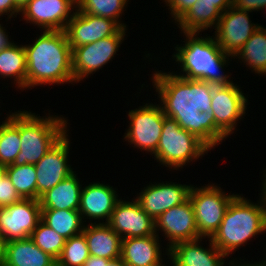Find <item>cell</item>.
<instances>
[{
    "label": "cell",
    "instance_id": "obj_1",
    "mask_svg": "<svg viewBox=\"0 0 266 266\" xmlns=\"http://www.w3.org/2000/svg\"><path fill=\"white\" fill-rule=\"evenodd\" d=\"M152 76L153 88H156L165 116L176 120L180 127L195 135L210 150L227 138L215 125L211 113L215 85L161 70Z\"/></svg>",
    "mask_w": 266,
    "mask_h": 266
},
{
    "label": "cell",
    "instance_id": "obj_2",
    "mask_svg": "<svg viewBox=\"0 0 266 266\" xmlns=\"http://www.w3.org/2000/svg\"><path fill=\"white\" fill-rule=\"evenodd\" d=\"M42 33L32 45H24L27 89L46 84L73 83L72 50L65 31L44 30Z\"/></svg>",
    "mask_w": 266,
    "mask_h": 266
},
{
    "label": "cell",
    "instance_id": "obj_3",
    "mask_svg": "<svg viewBox=\"0 0 266 266\" xmlns=\"http://www.w3.org/2000/svg\"><path fill=\"white\" fill-rule=\"evenodd\" d=\"M200 33H186L184 46L176 45V53L172 56L178 62L183 74H177L187 79L206 81L215 86L233 83L229 76L221 70L230 63L232 57L219 47L212 36H197ZM220 70V71H219ZM185 73V74H184ZM229 78V79H228Z\"/></svg>",
    "mask_w": 266,
    "mask_h": 266
},
{
    "label": "cell",
    "instance_id": "obj_4",
    "mask_svg": "<svg viewBox=\"0 0 266 266\" xmlns=\"http://www.w3.org/2000/svg\"><path fill=\"white\" fill-rule=\"evenodd\" d=\"M254 204L237 195L229 204L218 230L211 237L213 244L226 256L237 251L255 235L266 231V194Z\"/></svg>",
    "mask_w": 266,
    "mask_h": 266
},
{
    "label": "cell",
    "instance_id": "obj_5",
    "mask_svg": "<svg viewBox=\"0 0 266 266\" xmlns=\"http://www.w3.org/2000/svg\"><path fill=\"white\" fill-rule=\"evenodd\" d=\"M19 111L20 152L12 165L36 164L66 133L67 121L59 116Z\"/></svg>",
    "mask_w": 266,
    "mask_h": 266
},
{
    "label": "cell",
    "instance_id": "obj_6",
    "mask_svg": "<svg viewBox=\"0 0 266 266\" xmlns=\"http://www.w3.org/2000/svg\"><path fill=\"white\" fill-rule=\"evenodd\" d=\"M210 149L195 135L184 130L176 120L165 117L155 160L169 169H179L199 159ZM195 159V160H194Z\"/></svg>",
    "mask_w": 266,
    "mask_h": 266
},
{
    "label": "cell",
    "instance_id": "obj_7",
    "mask_svg": "<svg viewBox=\"0 0 266 266\" xmlns=\"http://www.w3.org/2000/svg\"><path fill=\"white\" fill-rule=\"evenodd\" d=\"M221 187L212 184L196 188L191 186V201L198 233L203 238H211L218 230L231 201L238 195L226 194Z\"/></svg>",
    "mask_w": 266,
    "mask_h": 266
},
{
    "label": "cell",
    "instance_id": "obj_8",
    "mask_svg": "<svg viewBox=\"0 0 266 266\" xmlns=\"http://www.w3.org/2000/svg\"><path fill=\"white\" fill-rule=\"evenodd\" d=\"M130 125L124 133L125 141L133 144L135 148L154 154L157 150L163 129L164 115L159 104H148L131 110L128 113Z\"/></svg>",
    "mask_w": 266,
    "mask_h": 266
},
{
    "label": "cell",
    "instance_id": "obj_9",
    "mask_svg": "<svg viewBox=\"0 0 266 266\" xmlns=\"http://www.w3.org/2000/svg\"><path fill=\"white\" fill-rule=\"evenodd\" d=\"M126 30L121 27L114 35L72 50V71L75 83L95 73L113 59L125 39Z\"/></svg>",
    "mask_w": 266,
    "mask_h": 266
},
{
    "label": "cell",
    "instance_id": "obj_10",
    "mask_svg": "<svg viewBox=\"0 0 266 266\" xmlns=\"http://www.w3.org/2000/svg\"><path fill=\"white\" fill-rule=\"evenodd\" d=\"M41 210L39 200L35 199H21L0 207V246L12 240L29 238L41 221Z\"/></svg>",
    "mask_w": 266,
    "mask_h": 266
},
{
    "label": "cell",
    "instance_id": "obj_11",
    "mask_svg": "<svg viewBox=\"0 0 266 266\" xmlns=\"http://www.w3.org/2000/svg\"><path fill=\"white\" fill-rule=\"evenodd\" d=\"M211 113L215 125L228 137L236 130L238 120L244 118L248 99L237 84L214 86Z\"/></svg>",
    "mask_w": 266,
    "mask_h": 266
},
{
    "label": "cell",
    "instance_id": "obj_12",
    "mask_svg": "<svg viewBox=\"0 0 266 266\" xmlns=\"http://www.w3.org/2000/svg\"><path fill=\"white\" fill-rule=\"evenodd\" d=\"M248 11L238 10L233 6L221 14L215 28V40L226 54L234 56L260 26L251 23Z\"/></svg>",
    "mask_w": 266,
    "mask_h": 266
},
{
    "label": "cell",
    "instance_id": "obj_13",
    "mask_svg": "<svg viewBox=\"0 0 266 266\" xmlns=\"http://www.w3.org/2000/svg\"><path fill=\"white\" fill-rule=\"evenodd\" d=\"M69 138L66 133L51 149L35 164L37 173V200L47 190L66 179L74 171L68 164Z\"/></svg>",
    "mask_w": 266,
    "mask_h": 266
},
{
    "label": "cell",
    "instance_id": "obj_14",
    "mask_svg": "<svg viewBox=\"0 0 266 266\" xmlns=\"http://www.w3.org/2000/svg\"><path fill=\"white\" fill-rule=\"evenodd\" d=\"M154 221L156 234L159 230L163 231L165 238L169 241L167 249L176 243L201 237L198 233L194 208L189 198L184 203L166 210Z\"/></svg>",
    "mask_w": 266,
    "mask_h": 266
},
{
    "label": "cell",
    "instance_id": "obj_15",
    "mask_svg": "<svg viewBox=\"0 0 266 266\" xmlns=\"http://www.w3.org/2000/svg\"><path fill=\"white\" fill-rule=\"evenodd\" d=\"M120 28L121 26L111 18L85 14L76 9L64 31L73 50L114 35Z\"/></svg>",
    "mask_w": 266,
    "mask_h": 266
},
{
    "label": "cell",
    "instance_id": "obj_16",
    "mask_svg": "<svg viewBox=\"0 0 266 266\" xmlns=\"http://www.w3.org/2000/svg\"><path fill=\"white\" fill-rule=\"evenodd\" d=\"M74 7L77 8L71 0H30L20 14L42 30L64 31L74 15Z\"/></svg>",
    "mask_w": 266,
    "mask_h": 266
},
{
    "label": "cell",
    "instance_id": "obj_17",
    "mask_svg": "<svg viewBox=\"0 0 266 266\" xmlns=\"http://www.w3.org/2000/svg\"><path fill=\"white\" fill-rule=\"evenodd\" d=\"M134 200V201H133ZM120 199L107 223L122 239L155 235V221L133 199Z\"/></svg>",
    "mask_w": 266,
    "mask_h": 266
},
{
    "label": "cell",
    "instance_id": "obj_18",
    "mask_svg": "<svg viewBox=\"0 0 266 266\" xmlns=\"http://www.w3.org/2000/svg\"><path fill=\"white\" fill-rule=\"evenodd\" d=\"M191 184L161 182L144 187L135 198L140 207L154 220L166 210L184 203L189 198Z\"/></svg>",
    "mask_w": 266,
    "mask_h": 266
},
{
    "label": "cell",
    "instance_id": "obj_19",
    "mask_svg": "<svg viewBox=\"0 0 266 266\" xmlns=\"http://www.w3.org/2000/svg\"><path fill=\"white\" fill-rule=\"evenodd\" d=\"M203 237L195 240L179 242L166 249L167 256L173 266H226V256L209 239V248L199 243ZM168 250V251H167ZM225 264V265H224Z\"/></svg>",
    "mask_w": 266,
    "mask_h": 266
},
{
    "label": "cell",
    "instance_id": "obj_20",
    "mask_svg": "<svg viewBox=\"0 0 266 266\" xmlns=\"http://www.w3.org/2000/svg\"><path fill=\"white\" fill-rule=\"evenodd\" d=\"M116 193L113 186L100 182L82 187L78 209L82 219L104 221L105 218L106 221L102 223H108L116 203L120 200Z\"/></svg>",
    "mask_w": 266,
    "mask_h": 266
},
{
    "label": "cell",
    "instance_id": "obj_21",
    "mask_svg": "<svg viewBox=\"0 0 266 266\" xmlns=\"http://www.w3.org/2000/svg\"><path fill=\"white\" fill-rule=\"evenodd\" d=\"M2 266H56V260L41 250L29 237L1 246Z\"/></svg>",
    "mask_w": 266,
    "mask_h": 266
},
{
    "label": "cell",
    "instance_id": "obj_22",
    "mask_svg": "<svg viewBox=\"0 0 266 266\" xmlns=\"http://www.w3.org/2000/svg\"><path fill=\"white\" fill-rule=\"evenodd\" d=\"M91 222L83 229L90 255L106 259L121 257L122 238L107 224Z\"/></svg>",
    "mask_w": 266,
    "mask_h": 266
},
{
    "label": "cell",
    "instance_id": "obj_23",
    "mask_svg": "<svg viewBox=\"0 0 266 266\" xmlns=\"http://www.w3.org/2000/svg\"><path fill=\"white\" fill-rule=\"evenodd\" d=\"M159 235L123 238L121 259L127 266H147L162 258Z\"/></svg>",
    "mask_w": 266,
    "mask_h": 266
},
{
    "label": "cell",
    "instance_id": "obj_24",
    "mask_svg": "<svg viewBox=\"0 0 266 266\" xmlns=\"http://www.w3.org/2000/svg\"><path fill=\"white\" fill-rule=\"evenodd\" d=\"M82 185L75 172L43 193L40 198L41 209L75 210L80 204Z\"/></svg>",
    "mask_w": 266,
    "mask_h": 266
},
{
    "label": "cell",
    "instance_id": "obj_25",
    "mask_svg": "<svg viewBox=\"0 0 266 266\" xmlns=\"http://www.w3.org/2000/svg\"><path fill=\"white\" fill-rule=\"evenodd\" d=\"M222 12L208 1H196L189 11L177 22L181 33H199L216 28Z\"/></svg>",
    "mask_w": 266,
    "mask_h": 266
},
{
    "label": "cell",
    "instance_id": "obj_26",
    "mask_svg": "<svg viewBox=\"0 0 266 266\" xmlns=\"http://www.w3.org/2000/svg\"><path fill=\"white\" fill-rule=\"evenodd\" d=\"M1 78H14L17 88L27 89V62L23 45L14 42L0 50Z\"/></svg>",
    "mask_w": 266,
    "mask_h": 266
},
{
    "label": "cell",
    "instance_id": "obj_27",
    "mask_svg": "<svg viewBox=\"0 0 266 266\" xmlns=\"http://www.w3.org/2000/svg\"><path fill=\"white\" fill-rule=\"evenodd\" d=\"M41 221L66 240L83 232L84 221L79 211L42 209Z\"/></svg>",
    "mask_w": 266,
    "mask_h": 266
},
{
    "label": "cell",
    "instance_id": "obj_28",
    "mask_svg": "<svg viewBox=\"0 0 266 266\" xmlns=\"http://www.w3.org/2000/svg\"><path fill=\"white\" fill-rule=\"evenodd\" d=\"M257 74H266V29L261 25L234 56ZM239 56V57H238Z\"/></svg>",
    "mask_w": 266,
    "mask_h": 266
},
{
    "label": "cell",
    "instance_id": "obj_29",
    "mask_svg": "<svg viewBox=\"0 0 266 266\" xmlns=\"http://www.w3.org/2000/svg\"><path fill=\"white\" fill-rule=\"evenodd\" d=\"M19 111L10 113L0 125V164L9 166L14 163L20 152Z\"/></svg>",
    "mask_w": 266,
    "mask_h": 266
},
{
    "label": "cell",
    "instance_id": "obj_30",
    "mask_svg": "<svg viewBox=\"0 0 266 266\" xmlns=\"http://www.w3.org/2000/svg\"><path fill=\"white\" fill-rule=\"evenodd\" d=\"M6 175L22 199L37 200V173L34 164L6 166Z\"/></svg>",
    "mask_w": 266,
    "mask_h": 266
},
{
    "label": "cell",
    "instance_id": "obj_31",
    "mask_svg": "<svg viewBox=\"0 0 266 266\" xmlns=\"http://www.w3.org/2000/svg\"><path fill=\"white\" fill-rule=\"evenodd\" d=\"M129 0H79L77 9L85 14L111 18L122 28L126 24L121 23L120 16L123 14L125 6Z\"/></svg>",
    "mask_w": 266,
    "mask_h": 266
},
{
    "label": "cell",
    "instance_id": "obj_32",
    "mask_svg": "<svg viewBox=\"0 0 266 266\" xmlns=\"http://www.w3.org/2000/svg\"><path fill=\"white\" fill-rule=\"evenodd\" d=\"M90 253L83 233L66 240L56 266H83Z\"/></svg>",
    "mask_w": 266,
    "mask_h": 266
},
{
    "label": "cell",
    "instance_id": "obj_33",
    "mask_svg": "<svg viewBox=\"0 0 266 266\" xmlns=\"http://www.w3.org/2000/svg\"><path fill=\"white\" fill-rule=\"evenodd\" d=\"M30 238L44 252L57 260L63 250L66 239L40 221Z\"/></svg>",
    "mask_w": 266,
    "mask_h": 266
},
{
    "label": "cell",
    "instance_id": "obj_34",
    "mask_svg": "<svg viewBox=\"0 0 266 266\" xmlns=\"http://www.w3.org/2000/svg\"><path fill=\"white\" fill-rule=\"evenodd\" d=\"M21 199L11 180L5 175L0 181V207L12 205Z\"/></svg>",
    "mask_w": 266,
    "mask_h": 266
},
{
    "label": "cell",
    "instance_id": "obj_35",
    "mask_svg": "<svg viewBox=\"0 0 266 266\" xmlns=\"http://www.w3.org/2000/svg\"><path fill=\"white\" fill-rule=\"evenodd\" d=\"M175 23L178 22L197 0H164Z\"/></svg>",
    "mask_w": 266,
    "mask_h": 266
},
{
    "label": "cell",
    "instance_id": "obj_36",
    "mask_svg": "<svg viewBox=\"0 0 266 266\" xmlns=\"http://www.w3.org/2000/svg\"><path fill=\"white\" fill-rule=\"evenodd\" d=\"M232 6L248 12L259 11L266 8V0H232Z\"/></svg>",
    "mask_w": 266,
    "mask_h": 266
},
{
    "label": "cell",
    "instance_id": "obj_37",
    "mask_svg": "<svg viewBox=\"0 0 266 266\" xmlns=\"http://www.w3.org/2000/svg\"><path fill=\"white\" fill-rule=\"evenodd\" d=\"M20 13L21 9L16 5L15 0H0V17L8 15V19L11 20L12 17H16Z\"/></svg>",
    "mask_w": 266,
    "mask_h": 266
},
{
    "label": "cell",
    "instance_id": "obj_38",
    "mask_svg": "<svg viewBox=\"0 0 266 266\" xmlns=\"http://www.w3.org/2000/svg\"><path fill=\"white\" fill-rule=\"evenodd\" d=\"M198 1H208L210 3H214V6L217 7L222 13L232 6V0H198Z\"/></svg>",
    "mask_w": 266,
    "mask_h": 266
},
{
    "label": "cell",
    "instance_id": "obj_39",
    "mask_svg": "<svg viewBox=\"0 0 266 266\" xmlns=\"http://www.w3.org/2000/svg\"><path fill=\"white\" fill-rule=\"evenodd\" d=\"M8 37L5 27L0 24V50L12 44Z\"/></svg>",
    "mask_w": 266,
    "mask_h": 266
},
{
    "label": "cell",
    "instance_id": "obj_40",
    "mask_svg": "<svg viewBox=\"0 0 266 266\" xmlns=\"http://www.w3.org/2000/svg\"><path fill=\"white\" fill-rule=\"evenodd\" d=\"M101 266H127L121 258L106 259L101 257Z\"/></svg>",
    "mask_w": 266,
    "mask_h": 266
},
{
    "label": "cell",
    "instance_id": "obj_41",
    "mask_svg": "<svg viewBox=\"0 0 266 266\" xmlns=\"http://www.w3.org/2000/svg\"><path fill=\"white\" fill-rule=\"evenodd\" d=\"M83 266H101V257L90 255Z\"/></svg>",
    "mask_w": 266,
    "mask_h": 266
},
{
    "label": "cell",
    "instance_id": "obj_42",
    "mask_svg": "<svg viewBox=\"0 0 266 266\" xmlns=\"http://www.w3.org/2000/svg\"><path fill=\"white\" fill-rule=\"evenodd\" d=\"M240 264L237 265L235 263V260H234V261L229 262L227 265H229V266H264L260 261L258 263L254 262V264L253 263H251V264L250 263L242 264V262H240Z\"/></svg>",
    "mask_w": 266,
    "mask_h": 266
},
{
    "label": "cell",
    "instance_id": "obj_43",
    "mask_svg": "<svg viewBox=\"0 0 266 266\" xmlns=\"http://www.w3.org/2000/svg\"><path fill=\"white\" fill-rule=\"evenodd\" d=\"M30 0H15L16 5L22 10Z\"/></svg>",
    "mask_w": 266,
    "mask_h": 266
},
{
    "label": "cell",
    "instance_id": "obj_44",
    "mask_svg": "<svg viewBox=\"0 0 266 266\" xmlns=\"http://www.w3.org/2000/svg\"><path fill=\"white\" fill-rule=\"evenodd\" d=\"M6 175V167L0 164V181Z\"/></svg>",
    "mask_w": 266,
    "mask_h": 266
},
{
    "label": "cell",
    "instance_id": "obj_45",
    "mask_svg": "<svg viewBox=\"0 0 266 266\" xmlns=\"http://www.w3.org/2000/svg\"><path fill=\"white\" fill-rule=\"evenodd\" d=\"M163 259L161 258L158 262L147 265V266H164L165 264H163ZM163 264V265H162ZM166 266V265H165Z\"/></svg>",
    "mask_w": 266,
    "mask_h": 266
},
{
    "label": "cell",
    "instance_id": "obj_46",
    "mask_svg": "<svg viewBox=\"0 0 266 266\" xmlns=\"http://www.w3.org/2000/svg\"><path fill=\"white\" fill-rule=\"evenodd\" d=\"M0 266H2V253H1V247H0Z\"/></svg>",
    "mask_w": 266,
    "mask_h": 266
},
{
    "label": "cell",
    "instance_id": "obj_47",
    "mask_svg": "<svg viewBox=\"0 0 266 266\" xmlns=\"http://www.w3.org/2000/svg\"><path fill=\"white\" fill-rule=\"evenodd\" d=\"M76 6L78 5L79 0H71Z\"/></svg>",
    "mask_w": 266,
    "mask_h": 266
},
{
    "label": "cell",
    "instance_id": "obj_48",
    "mask_svg": "<svg viewBox=\"0 0 266 266\" xmlns=\"http://www.w3.org/2000/svg\"><path fill=\"white\" fill-rule=\"evenodd\" d=\"M261 263L266 266V259L264 261L262 260Z\"/></svg>",
    "mask_w": 266,
    "mask_h": 266
}]
</instances>
